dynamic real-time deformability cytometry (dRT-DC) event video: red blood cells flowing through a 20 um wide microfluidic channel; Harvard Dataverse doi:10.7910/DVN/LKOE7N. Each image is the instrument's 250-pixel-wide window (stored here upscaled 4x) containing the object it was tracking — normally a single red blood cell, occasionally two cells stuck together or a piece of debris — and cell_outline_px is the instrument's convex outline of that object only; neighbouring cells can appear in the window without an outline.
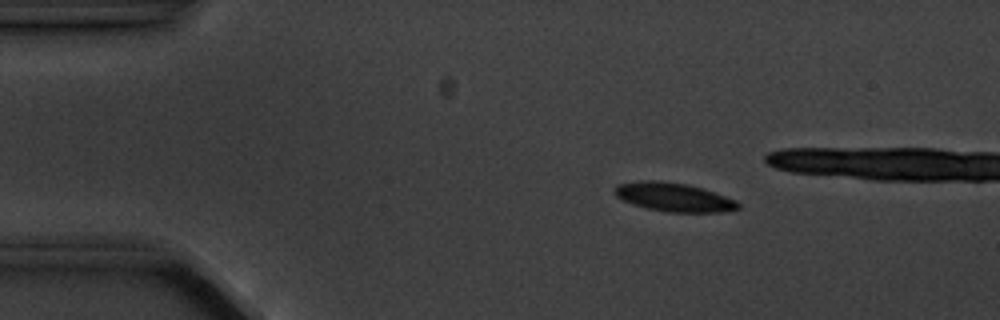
{"species": "common noctule bat (a hibernating species)", "species_latin": "Nyctalus noctula", "temperature_condition": "cold", "stored_images_in_passage": 4, "camera_frame_rate_fps": 3000, "um_per_image_px": 0.085, "animal": {"sex": "male", "body_mass_g": 20.1, "forearm_length_mm": 53.5}, "frame": {"image": 1, "passage_image": 2, "time_ms": 2.0, "image_size_px": [1000, 320], "cell_outline_px": [[740, 208], [724, 212], [668, 212], [648, 208], [624, 200], [616, 196], [616, 184], [640, 180], [656, 180], [688, 184], [704, 188], [736, 200], [740, 204]], "centroid_in_image_um": [57.33, 16.75], "position_along_channel_um": 27.7, "area_um2": 20.58}}